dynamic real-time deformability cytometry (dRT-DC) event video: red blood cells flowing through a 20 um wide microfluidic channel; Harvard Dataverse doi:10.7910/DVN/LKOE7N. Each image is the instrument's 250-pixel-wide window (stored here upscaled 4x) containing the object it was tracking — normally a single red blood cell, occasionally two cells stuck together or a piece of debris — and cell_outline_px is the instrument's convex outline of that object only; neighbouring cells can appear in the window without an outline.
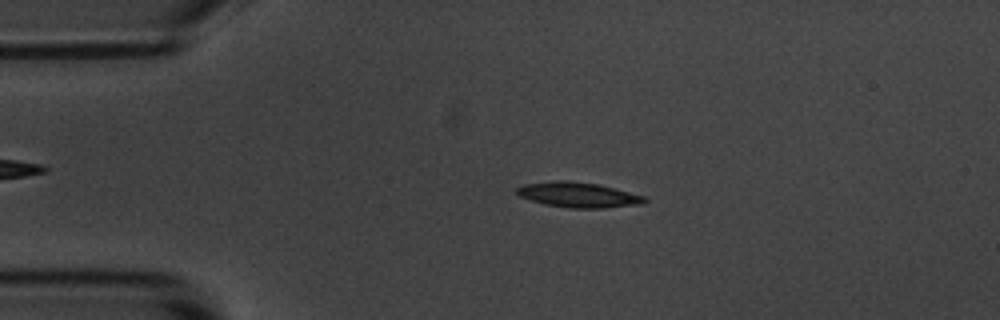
{"species": "common noctule bat (a hibernating species)", "species_latin": "Nyctalus noctula", "temperature_condition": "room temperature", "stored_images_in_passage": 53, "camera_frame_rate_fps": 3000, "um_per_image_px": 0.085, "animal": {"sex": "male", "body_mass_g": 20.1, "forearm_length_mm": 53.5}, "frame": {"image": 1, "passage_image": 10, "time_ms": 3.0, "image_size_px": [1000, 320], "cell_outline_px": [[648, 200], [644, 204], [604, 208], [568, 208], [544, 204], [520, 196], [516, 192], [516, 188], [524, 184], [556, 180], [564, 180], [596, 184], [644, 196]], "centroid_in_image_um": [49.15, 16.57], "position_along_channel_um": 35.9, "area_um2": 18.55}}
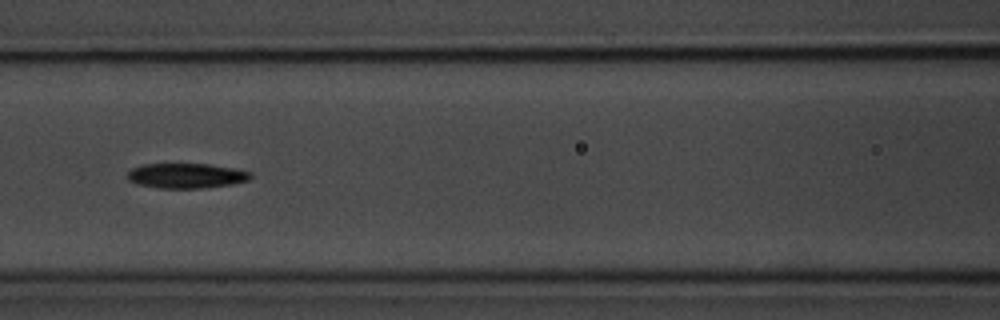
{"frame": {"image": 2, "passage_image": 22, "time_ms": 7.0, "image_size_px": [1000, 320], "cell_outline_px": [[252, 176], [248, 180], [232, 184], [204, 188], [160, 188], [140, 184], [128, 180], [128, 172], [132, 168], [144, 164], [208, 164], [232, 168], [252, 172]], "centroid_in_image_um": [15.85, 14.93], "position_along_channel_um": 150.7, "area_um2": 17.74}}
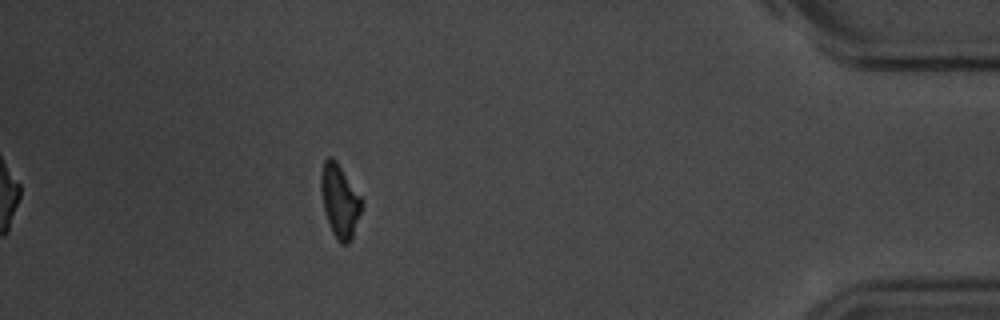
{"frame": {"image": 3, "passage_image": 47, "time_ms": 15.333, "image_size_px": [1000, 320], "cell_outline_px": [[364, 204], [352, 236], [348, 244], [340, 244], [332, 232], [324, 208], [320, 188], [320, 172], [324, 160], [328, 156], [332, 156], [336, 160], [364, 200]], "centroid_in_image_um": [28.89, 17.03], "position_along_channel_um": 406.3, "area_um2": 17.46}, "authors_computed_cell_mechanics": {"area_um2": 17.7446, "velocity_mm_per_s": 3.6817, "shape_relaxation_time_tau1_ms": 3.4829, "shape_relaxation_time_tau2_ms": null, "deformation_change_tau1": 0.1556, "deformation_change_tau2": null}}